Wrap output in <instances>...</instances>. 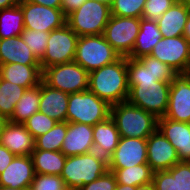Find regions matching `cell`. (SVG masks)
<instances>
[{
    "mask_svg": "<svg viewBox=\"0 0 190 190\" xmlns=\"http://www.w3.org/2000/svg\"><path fill=\"white\" fill-rule=\"evenodd\" d=\"M88 89L110 106L127 101V57L89 72Z\"/></svg>",
    "mask_w": 190,
    "mask_h": 190,
    "instance_id": "cell-1",
    "label": "cell"
},
{
    "mask_svg": "<svg viewBox=\"0 0 190 190\" xmlns=\"http://www.w3.org/2000/svg\"><path fill=\"white\" fill-rule=\"evenodd\" d=\"M107 170V159L92 151L68 156L60 177L68 190H79L82 186L98 179Z\"/></svg>",
    "mask_w": 190,
    "mask_h": 190,
    "instance_id": "cell-2",
    "label": "cell"
},
{
    "mask_svg": "<svg viewBox=\"0 0 190 190\" xmlns=\"http://www.w3.org/2000/svg\"><path fill=\"white\" fill-rule=\"evenodd\" d=\"M120 137L148 138L158 128V118L128 101L111 106Z\"/></svg>",
    "mask_w": 190,
    "mask_h": 190,
    "instance_id": "cell-3",
    "label": "cell"
},
{
    "mask_svg": "<svg viewBox=\"0 0 190 190\" xmlns=\"http://www.w3.org/2000/svg\"><path fill=\"white\" fill-rule=\"evenodd\" d=\"M111 106L89 89L69 94L66 121L94 126L107 120Z\"/></svg>",
    "mask_w": 190,
    "mask_h": 190,
    "instance_id": "cell-4",
    "label": "cell"
},
{
    "mask_svg": "<svg viewBox=\"0 0 190 190\" xmlns=\"http://www.w3.org/2000/svg\"><path fill=\"white\" fill-rule=\"evenodd\" d=\"M111 17L109 4L87 0L66 16V24L78 35H102Z\"/></svg>",
    "mask_w": 190,
    "mask_h": 190,
    "instance_id": "cell-5",
    "label": "cell"
},
{
    "mask_svg": "<svg viewBox=\"0 0 190 190\" xmlns=\"http://www.w3.org/2000/svg\"><path fill=\"white\" fill-rule=\"evenodd\" d=\"M128 85L129 103L153 114L158 119L164 117L168 109L170 82H128Z\"/></svg>",
    "mask_w": 190,
    "mask_h": 190,
    "instance_id": "cell-6",
    "label": "cell"
},
{
    "mask_svg": "<svg viewBox=\"0 0 190 190\" xmlns=\"http://www.w3.org/2000/svg\"><path fill=\"white\" fill-rule=\"evenodd\" d=\"M120 55L104 35L79 36L74 61L88 73L118 60Z\"/></svg>",
    "mask_w": 190,
    "mask_h": 190,
    "instance_id": "cell-7",
    "label": "cell"
},
{
    "mask_svg": "<svg viewBox=\"0 0 190 190\" xmlns=\"http://www.w3.org/2000/svg\"><path fill=\"white\" fill-rule=\"evenodd\" d=\"M89 73L75 61L53 65L42 70V81L67 94L88 90Z\"/></svg>",
    "mask_w": 190,
    "mask_h": 190,
    "instance_id": "cell-8",
    "label": "cell"
},
{
    "mask_svg": "<svg viewBox=\"0 0 190 190\" xmlns=\"http://www.w3.org/2000/svg\"><path fill=\"white\" fill-rule=\"evenodd\" d=\"M79 36L67 25L50 32L46 51L40 60L41 70L74 61Z\"/></svg>",
    "mask_w": 190,
    "mask_h": 190,
    "instance_id": "cell-9",
    "label": "cell"
},
{
    "mask_svg": "<svg viewBox=\"0 0 190 190\" xmlns=\"http://www.w3.org/2000/svg\"><path fill=\"white\" fill-rule=\"evenodd\" d=\"M139 30L140 18L111 15L103 35L120 57H128Z\"/></svg>",
    "mask_w": 190,
    "mask_h": 190,
    "instance_id": "cell-10",
    "label": "cell"
},
{
    "mask_svg": "<svg viewBox=\"0 0 190 190\" xmlns=\"http://www.w3.org/2000/svg\"><path fill=\"white\" fill-rule=\"evenodd\" d=\"M150 56L167 64L177 73L190 70V43L184 36L162 37Z\"/></svg>",
    "mask_w": 190,
    "mask_h": 190,
    "instance_id": "cell-11",
    "label": "cell"
},
{
    "mask_svg": "<svg viewBox=\"0 0 190 190\" xmlns=\"http://www.w3.org/2000/svg\"><path fill=\"white\" fill-rule=\"evenodd\" d=\"M23 11L24 29L51 32L66 24L61 8H51L26 0L19 1Z\"/></svg>",
    "mask_w": 190,
    "mask_h": 190,
    "instance_id": "cell-12",
    "label": "cell"
},
{
    "mask_svg": "<svg viewBox=\"0 0 190 190\" xmlns=\"http://www.w3.org/2000/svg\"><path fill=\"white\" fill-rule=\"evenodd\" d=\"M128 82H172L177 74L167 64L160 60L145 55L138 59L127 57Z\"/></svg>",
    "mask_w": 190,
    "mask_h": 190,
    "instance_id": "cell-13",
    "label": "cell"
},
{
    "mask_svg": "<svg viewBox=\"0 0 190 190\" xmlns=\"http://www.w3.org/2000/svg\"><path fill=\"white\" fill-rule=\"evenodd\" d=\"M164 117L190 123V79L187 73H177L171 82L168 109Z\"/></svg>",
    "mask_w": 190,
    "mask_h": 190,
    "instance_id": "cell-14",
    "label": "cell"
},
{
    "mask_svg": "<svg viewBox=\"0 0 190 190\" xmlns=\"http://www.w3.org/2000/svg\"><path fill=\"white\" fill-rule=\"evenodd\" d=\"M107 161L108 169H123L147 163V138L121 137Z\"/></svg>",
    "mask_w": 190,
    "mask_h": 190,
    "instance_id": "cell-15",
    "label": "cell"
},
{
    "mask_svg": "<svg viewBox=\"0 0 190 190\" xmlns=\"http://www.w3.org/2000/svg\"><path fill=\"white\" fill-rule=\"evenodd\" d=\"M179 161L176 149L157 128L147 138V163L151 170H169Z\"/></svg>",
    "mask_w": 190,
    "mask_h": 190,
    "instance_id": "cell-16",
    "label": "cell"
},
{
    "mask_svg": "<svg viewBox=\"0 0 190 190\" xmlns=\"http://www.w3.org/2000/svg\"><path fill=\"white\" fill-rule=\"evenodd\" d=\"M0 144L15 156H31L35 138L24 124L7 121L0 133Z\"/></svg>",
    "mask_w": 190,
    "mask_h": 190,
    "instance_id": "cell-17",
    "label": "cell"
},
{
    "mask_svg": "<svg viewBox=\"0 0 190 190\" xmlns=\"http://www.w3.org/2000/svg\"><path fill=\"white\" fill-rule=\"evenodd\" d=\"M94 150L93 126L67 122V133L61 152L66 156L86 154Z\"/></svg>",
    "mask_w": 190,
    "mask_h": 190,
    "instance_id": "cell-18",
    "label": "cell"
},
{
    "mask_svg": "<svg viewBox=\"0 0 190 190\" xmlns=\"http://www.w3.org/2000/svg\"><path fill=\"white\" fill-rule=\"evenodd\" d=\"M35 176L31 156H15L0 174V186L18 189L29 188Z\"/></svg>",
    "mask_w": 190,
    "mask_h": 190,
    "instance_id": "cell-19",
    "label": "cell"
},
{
    "mask_svg": "<svg viewBox=\"0 0 190 190\" xmlns=\"http://www.w3.org/2000/svg\"><path fill=\"white\" fill-rule=\"evenodd\" d=\"M158 129L176 149L180 161H190V123L166 117L158 119Z\"/></svg>",
    "mask_w": 190,
    "mask_h": 190,
    "instance_id": "cell-20",
    "label": "cell"
},
{
    "mask_svg": "<svg viewBox=\"0 0 190 190\" xmlns=\"http://www.w3.org/2000/svg\"><path fill=\"white\" fill-rule=\"evenodd\" d=\"M11 63L40 65L21 36L0 39V65Z\"/></svg>",
    "mask_w": 190,
    "mask_h": 190,
    "instance_id": "cell-21",
    "label": "cell"
},
{
    "mask_svg": "<svg viewBox=\"0 0 190 190\" xmlns=\"http://www.w3.org/2000/svg\"><path fill=\"white\" fill-rule=\"evenodd\" d=\"M189 14L190 6L177 0L156 21L162 37L183 36Z\"/></svg>",
    "mask_w": 190,
    "mask_h": 190,
    "instance_id": "cell-22",
    "label": "cell"
},
{
    "mask_svg": "<svg viewBox=\"0 0 190 190\" xmlns=\"http://www.w3.org/2000/svg\"><path fill=\"white\" fill-rule=\"evenodd\" d=\"M0 77L26 89L38 86L42 81L40 65H23L18 63L0 65Z\"/></svg>",
    "mask_w": 190,
    "mask_h": 190,
    "instance_id": "cell-23",
    "label": "cell"
},
{
    "mask_svg": "<svg viewBox=\"0 0 190 190\" xmlns=\"http://www.w3.org/2000/svg\"><path fill=\"white\" fill-rule=\"evenodd\" d=\"M69 94L54 89L41 81L39 111L57 122L66 121Z\"/></svg>",
    "mask_w": 190,
    "mask_h": 190,
    "instance_id": "cell-24",
    "label": "cell"
},
{
    "mask_svg": "<svg viewBox=\"0 0 190 190\" xmlns=\"http://www.w3.org/2000/svg\"><path fill=\"white\" fill-rule=\"evenodd\" d=\"M120 138L115 121L109 117L93 126V151L108 160L118 146Z\"/></svg>",
    "mask_w": 190,
    "mask_h": 190,
    "instance_id": "cell-25",
    "label": "cell"
},
{
    "mask_svg": "<svg viewBox=\"0 0 190 190\" xmlns=\"http://www.w3.org/2000/svg\"><path fill=\"white\" fill-rule=\"evenodd\" d=\"M162 38L157 22L140 18V30L136 37L132 53L129 58L138 59L150 55L152 49Z\"/></svg>",
    "mask_w": 190,
    "mask_h": 190,
    "instance_id": "cell-26",
    "label": "cell"
},
{
    "mask_svg": "<svg viewBox=\"0 0 190 190\" xmlns=\"http://www.w3.org/2000/svg\"><path fill=\"white\" fill-rule=\"evenodd\" d=\"M35 174L60 176L67 157L61 151L34 149L31 154Z\"/></svg>",
    "mask_w": 190,
    "mask_h": 190,
    "instance_id": "cell-27",
    "label": "cell"
},
{
    "mask_svg": "<svg viewBox=\"0 0 190 190\" xmlns=\"http://www.w3.org/2000/svg\"><path fill=\"white\" fill-rule=\"evenodd\" d=\"M41 97V83L26 89L20 100L15 105L14 112L8 121L23 124L29 117L39 111Z\"/></svg>",
    "mask_w": 190,
    "mask_h": 190,
    "instance_id": "cell-28",
    "label": "cell"
},
{
    "mask_svg": "<svg viewBox=\"0 0 190 190\" xmlns=\"http://www.w3.org/2000/svg\"><path fill=\"white\" fill-rule=\"evenodd\" d=\"M23 31V11L19 4L0 10V39L20 36Z\"/></svg>",
    "mask_w": 190,
    "mask_h": 190,
    "instance_id": "cell-29",
    "label": "cell"
},
{
    "mask_svg": "<svg viewBox=\"0 0 190 190\" xmlns=\"http://www.w3.org/2000/svg\"><path fill=\"white\" fill-rule=\"evenodd\" d=\"M115 174L118 184L140 186L152 182L153 171L148 163L123 169H108Z\"/></svg>",
    "mask_w": 190,
    "mask_h": 190,
    "instance_id": "cell-30",
    "label": "cell"
},
{
    "mask_svg": "<svg viewBox=\"0 0 190 190\" xmlns=\"http://www.w3.org/2000/svg\"><path fill=\"white\" fill-rule=\"evenodd\" d=\"M26 88L3 80L0 77V114L9 119Z\"/></svg>",
    "mask_w": 190,
    "mask_h": 190,
    "instance_id": "cell-31",
    "label": "cell"
},
{
    "mask_svg": "<svg viewBox=\"0 0 190 190\" xmlns=\"http://www.w3.org/2000/svg\"><path fill=\"white\" fill-rule=\"evenodd\" d=\"M66 133L67 121L57 122L51 130L35 139V149L61 151Z\"/></svg>",
    "mask_w": 190,
    "mask_h": 190,
    "instance_id": "cell-32",
    "label": "cell"
},
{
    "mask_svg": "<svg viewBox=\"0 0 190 190\" xmlns=\"http://www.w3.org/2000/svg\"><path fill=\"white\" fill-rule=\"evenodd\" d=\"M49 34L50 32L24 29L20 36L40 61L45 54Z\"/></svg>",
    "mask_w": 190,
    "mask_h": 190,
    "instance_id": "cell-33",
    "label": "cell"
},
{
    "mask_svg": "<svg viewBox=\"0 0 190 190\" xmlns=\"http://www.w3.org/2000/svg\"><path fill=\"white\" fill-rule=\"evenodd\" d=\"M146 0H112L111 15L141 18Z\"/></svg>",
    "mask_w": 190,
    "mask_h": 190,
    "instance_id": "cell-34",
    "label": "cell"
},
{
    "mask_svg": "<svg viewBox=\"0 0 190 190\" xmlns=\"http://www.w3.org/2000/svg\"><path fill=\"white\" fill-rule=\"evenodd\" d=\"M57 121L50 118L46 114L38 111L29 117L23 124L31 135L36 139L51 130Z\"/></svg>",
    "mask_w": 190,
    "mask_h": 190,
    "instance_id": "cell-35",
    "label": "cell"
},
{
    "mask_svg": "<svg viewBox=\"0 0 190 190\" xmlns=\"http://www.w3.org/2000/svg\"><path fill=\"white\" fill-rule=\"evenodd\" d=\"M152 183L155 190H179L178 163L169 170L153 172Z\"/></svg>",
    "mask_w": 190,
    "mask_h": 190,
    "instance_id": "cell-36",
    "label": "cell"
},
{
    "mask_svg": "<svg viewBox=\"0 0 190 190\" xmlns=\"http://www.w3.org/2000/svg\"><path fill=\"white\" fill-rule=\"evenodd\" d=\"M30 190H68L64 180L58 175L35 174Z\"/></svg>",
    "mask_w": 190,
    "mask_h": 190,
    "instance_id": "cell-37",
    "label": "cell"
},
{
    "mask_svg": "<svg viewBox=\"0 0 190 190\" xmlns=\"http://www.w3.org/2000/svg\"><path fill=\"white\" fill-rule=\"evenodd\" d=\"M177 0H146L143 19L157 21Z\"/></svg>",
    "mask_w": 190,
    "mask_h": 190,
    "instance_id": "cell-38",
    "label": "cell"
},
{
    "mask_svg": "<svg viewBox=\"0 0 190 190\" xmlns=\"http://www.w3.org/2000/svg\"><path fill=\"white\" fill-rule=\"evenodd\" d=\"M117 180L112 171L107 170L95 181L82 186L79 190H115Z\"/></svg>",
    "mask_w": 190,
    "mask_h": 190,
    "instance_id": "cell-39",
    "label": "cell"
},
{
    "mask_svg": "<svg viewBox=\"0 0 190 190\" xmlns=\"http://www.w3.org/2000/svg\"><path fill=\"white\" fill-rule=\"evenodd\" d=\"M179 190H190V161L178 162Z\"/></svg>",
    "mask_w": 190,
    "mask_h": 190,
    "instance_id": "cell-40",
    "label": "cell"
},
{
    "mask_svg": "<svg viewBox=\"0 0 190 190\" xmlns=\"http://www.w3.org/2000/svg\"><path fill=\"white\" fill-rule=\"evenodd\" d=\"M14 158L15 155L0 144V174L8 167Z\"/></svg>",
    "mask_w": 190,
    "mask_h": 190,
    "instance_id": "cell-41",
    "label": "cell"
},
{
    "mask_svg": "<svg viewBox=\"0 0 190 190\" xmlns=\"http://www.w3.org/2000/svg\"><path fill=\"white\" fill-rule=\"evenodd\" d=\"M87 0H62L60 8L65 16L81 7Z\"/></svg>",
    "mask_w": 190,
    "mask_h": 190,
    "instance_id": "cell-42",
    "label": "cell"
},
{
    "mask_svg": "<svg viewBox=\"0 0 190 190\" xmlns=\"http://www.w3.org/2000/svg\"><path fill=\"white\" fill-rule=\"evenodd\" d=\"M35 4L43 5L51 8H60L62 0H26Z\"/></svg>",
    "mask_w": 190,
    "mask_h": 190,
    "instance_id": "cell-43",
    "label": "cell"
},
{
    "mask_svg": "<svg viewBox=\"0 0 190 190\" xmlns=\"http://www.w3.org/2000/svg\"><path fill=\"white\" fill-rule=\"evenodd\" d=\"M18 4H19L18 0H0V10H3L4 8L16 6Z\"/></svg>",
    "mask_w": 190,
    "mask_h": 190,
    "instance_id": "cell-44",
    "label": "cell"
},
{
    "mask_svg": "<svg viewBox=\"0 0 190 190\" xmlns=\"http://www.w3.org/2000/svg\"><path fill=\"white\" fill-rule=\"evenodd\" d=\"M183 36L190 43V14L188 16V19H187V22H186V25H185V30H184Z\"/></svg>",
    "mask_w": 190,
    "mask_h": 190,
    "instance_id": "cell-45",
    "label": "cell"
},
{
    "mask_svg": "<svg viewBox=\"0 0 190 190\" xmlns=\"http://www.w3.org/2000/svg\"><path fill=\"white\" fill-rule=\"evenodd\" d=\"M135 190H155V187L153 183L151 182L145 185L136 186Z\"/></svg>",
    "mask_w": 190,
    "mask_h": 190,
    "instance_id": "cell-46",
    "label": "cell"
},
{
    "mask_svg": "<svg viewBox=\"0 0 190 190\" xmlns=\"http://www.w3.org/2000/svg\"><path fill=\"white\" fill-rule=\"evenodd\" d=\"M135 186H129V185H123V184H118L116 185L115 190H135Z\"/></svg>",
    "mask_w": 190,
    "mask_h": 190,
    "instance_id": "cell-47",
    "label": "cell"
},
{
    "mask_svg": "<svg viewBox=\"0 0 190 190\" xmlns=\"http://www.w3.org/2000/svg\"><path fill=\"white\" fill-rule=\"evenodd\" d=\"M7 121L8 119H6L2 114H0V133Z\"/></svg>",
    "mask_w": 190,
    "mask_h": 190,
    "instance_id": "cell-48",
    "label": "cell"
},
{
    "mask_svg": "<svg viewBox=\"0 0 190 190\" xmlns=\"http://www.w3.org/2000/svg\"><path fill=\"white\" fill-rule=\"evenodd\" d=\"M0 190H30V189H29V188H26V189H18V188H13V187L0 186Z\"/></svg>",
    "mask_w": 190,
    "mask_h": 190,
    "instance_id": "cell-49",
    "label": "cell"
},
{
    "mask_svg": "<svg viewBox=\"0 0 190 190\" xmlns=\"http://www.w3.org/2000/svg\"><path fill=\"white\" fill-rule=\"evenodd\" d=\"M95 1L103 2V3L109 4V5H111V3H112V0H95Z\"/></svg>",
    "mask_w": 190,
    "mask_h": 190,
    "instance_id": "cell-50",
    "label": "cell"
},
{
    "mask_svg": "<svg viewBox=\"0 0 190 190\" xmlns=\"http://www.w3.org/2000/svg\"><path fill=\"white\" fill-rule=\"evenodd\" d=\"M179 1H182V2H184L185 4H187L188 6H190V0H179Z\"/></svg>",
    "mask_w": 190,
    "mask_h": 190,
    "instance_id": "cell-51",
    "label": "cell"
}]
</instances>
